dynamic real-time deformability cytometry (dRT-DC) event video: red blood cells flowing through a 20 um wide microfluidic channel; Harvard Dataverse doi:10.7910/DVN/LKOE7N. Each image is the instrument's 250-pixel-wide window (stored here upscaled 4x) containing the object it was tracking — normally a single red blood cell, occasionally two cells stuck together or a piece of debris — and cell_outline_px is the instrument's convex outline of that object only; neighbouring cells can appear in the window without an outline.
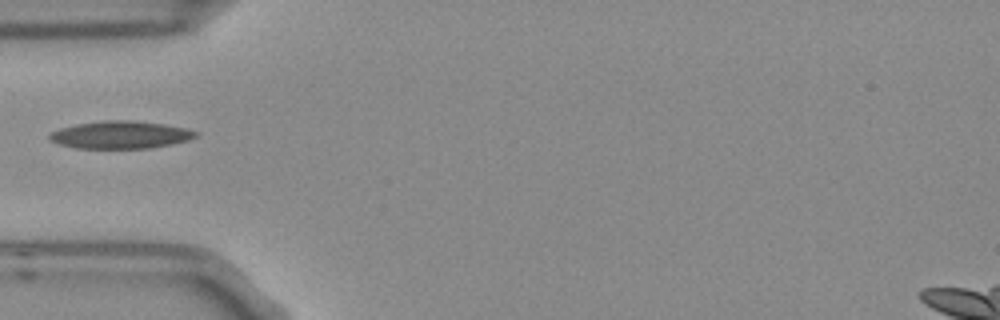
{"species": "Egyptian fruit bat (a non-hibernating species)", "species_latin": "Rousettus aegyptiacus", "temperature_condition": "room temperature", "stored_images_in_passage": 1, "camera_frame_rate_fps": 3000, "um_per_image_px": 0.085, "frame": {"image": 1, "passage_image": 1, "time_ms": 0.0, "image_size_px": [1000, 320], "cell_outline_px": [[200, 132], [196, 136], [188, 140], [148, 148], [80, 148], [60, 144], [52, 140], [48, 136], [52, 132], [60, 128], [76, 124], [100, 120], [132, 120], [164, 124], [184, 128]], "centroid_in_image_um": [10.24, 11.44], "position_along_channel_um": 74.8, "area_um2": 23.18}}